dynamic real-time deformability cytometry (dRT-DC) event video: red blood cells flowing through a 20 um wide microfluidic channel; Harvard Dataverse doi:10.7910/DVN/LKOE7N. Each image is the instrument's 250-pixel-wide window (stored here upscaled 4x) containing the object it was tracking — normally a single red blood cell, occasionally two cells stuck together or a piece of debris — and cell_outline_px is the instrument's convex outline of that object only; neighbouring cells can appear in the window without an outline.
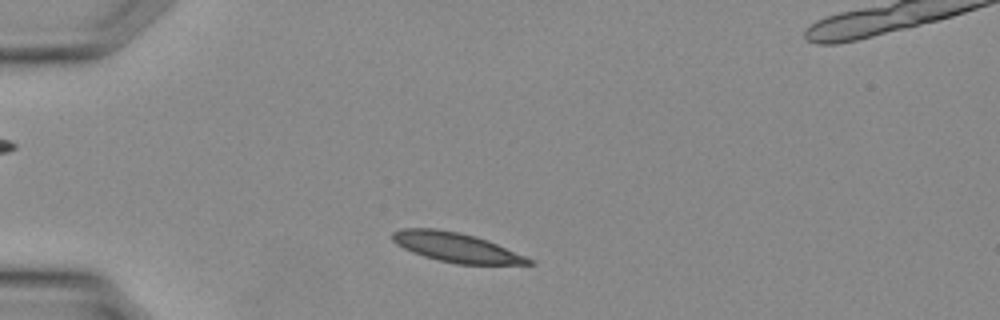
{"species": "Egyptian fruit bat (a non-hibernating species)", "species_latin": "Rousettus aegyptiacus", "temperature_condition": "warm", "stored_images_in_passage": 29, "camera_frame_rate_fps": 3000, "um_per_image_px": 0.085, "animal": {"sex": "female"}, "frame": {"image": 1, "passage_image": 2, "time_ms": 0.333, "image_size_px": [1000, 320], "cell_outline_px": [[536, 264], [456, 264], [424, 256], [412, 252], [396, 244], [392, 240], [392, 232], [400, 228], [436, 228], [476, 236], [488, 240], [524, 256], [532, 260]], "centroid_in_image_um": [38.73, 21.01], "position_along_channel_um": 46.3, "area_um2": 23.12}}
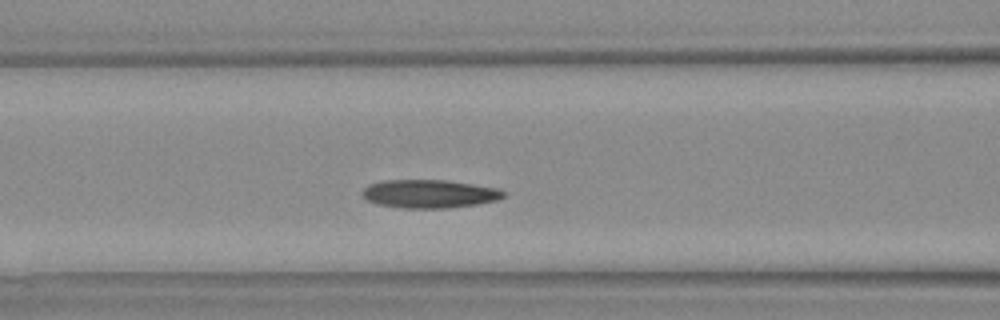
{"frame": {"image": 2, "passage_image": 8, "time_ms": 2.333, "image_size_px": [1000, 320], "cell_outline_px": [[508, 196], [496, 200], [476, 204], [448, 208], [400, 208], [376, 204], [360, 196], [360, 192], [368, 184], [384, 180], [444, 180], [472, 184], [496, 188], [504, 192]], "centroid_in_image_um": [36.44, 16.48], "position_along_channel_um": 130.2, "area_um2": 23.41}}
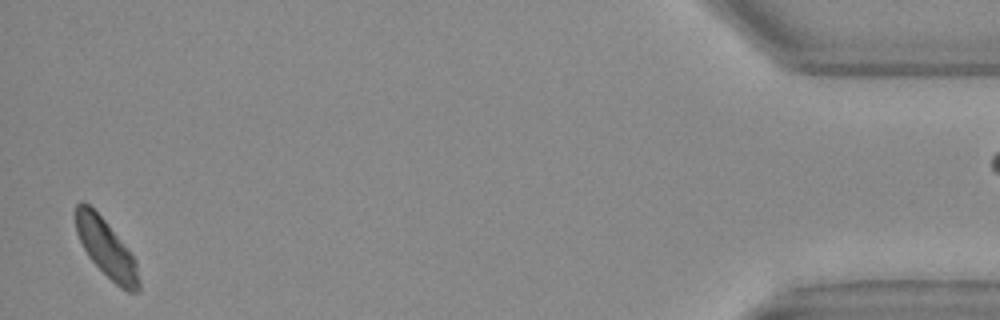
{"frame": {"image": 3, "passage_image": 28, "time_ms": 9.0, "image_size_px": [1000, 320], "cell_outline_px": [[140, 292], [128, 292], [120, 288], [88, 256], [76, 232], [76, 204], [80, 200], [84, 200], [104, 220], [136, 260], [140, 284]], "centroid_in_image_um": [9.04, 21.13], "position_along_channel_um": 426.2, "area_um2": 20.81}}